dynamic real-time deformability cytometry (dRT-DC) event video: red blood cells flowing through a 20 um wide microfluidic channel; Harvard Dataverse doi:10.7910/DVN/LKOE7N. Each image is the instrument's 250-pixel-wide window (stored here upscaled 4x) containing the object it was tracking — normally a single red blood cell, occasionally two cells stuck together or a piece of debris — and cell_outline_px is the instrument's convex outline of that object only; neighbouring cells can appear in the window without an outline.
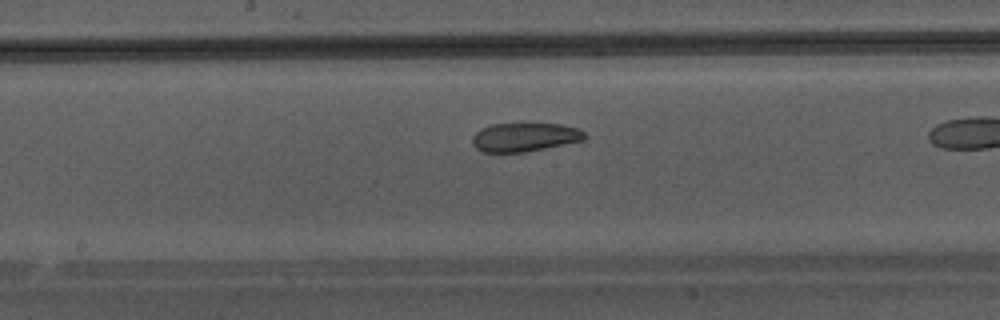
{"species": "Egyptian fruit bat (a non-hibernating species)", "species_latin": "Rousettus aegyptiacus", "temperature_condition": "warm", "stored_images_in_passage": 22, "camera_frame_rate_fps": 3000, "um_per_image_px": 0.085, "animal": {"sex": "male"}, "frame": {"image": 1, "passage_image": 10, "time_ms": 3.0, "image_size_px": [1000, 320], "cell_outline_px": [[588, 136], [584, 140], [524, 152], [484, 152], [476, 148], [472, 144], [472, 136], [480, 128], [492, 124], [560, 124], [580, 128]], "centroid_in_image_um": [44.6, 11.65], "position_along_channel_um": 203.6, "area_um2": 18.79}}